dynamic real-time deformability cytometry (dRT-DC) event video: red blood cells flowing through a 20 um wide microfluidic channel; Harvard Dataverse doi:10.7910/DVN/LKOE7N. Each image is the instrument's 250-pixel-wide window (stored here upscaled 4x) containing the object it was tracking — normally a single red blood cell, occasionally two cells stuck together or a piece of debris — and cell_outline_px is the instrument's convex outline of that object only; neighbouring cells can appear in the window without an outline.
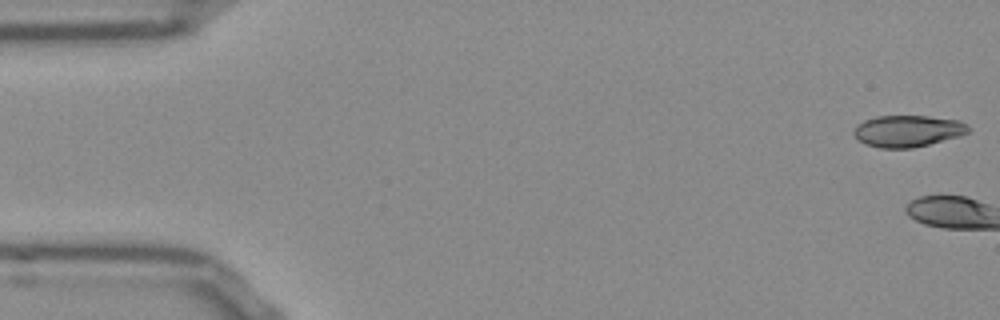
{"species": "Egyptian fruit bat (a non-hibernating species)", "species_latin": "Rousettus aegyptiacus", "temperature_condition": "room temperature", "stored_images_in_passage": 3, "camera_frame_rate_fps": 3000, "um_per_image_px": 0.085, "frame": {"image": 1, "passage_image": 1, "time_ms": 0.0, "image_size_px": [1000, 320], "cell_outline_px": [[968, 132], [960, 136], [912, 148], [880, 148], [864, 144], [852, 132], [856, 124], [864, 120], [876, 116], [928, 116], [960, 120], [968, 128]], "centroid_in_image_um": [77.11, 11.13], "position_along_channel_um": 7.9, "area_um2": 21.04}}